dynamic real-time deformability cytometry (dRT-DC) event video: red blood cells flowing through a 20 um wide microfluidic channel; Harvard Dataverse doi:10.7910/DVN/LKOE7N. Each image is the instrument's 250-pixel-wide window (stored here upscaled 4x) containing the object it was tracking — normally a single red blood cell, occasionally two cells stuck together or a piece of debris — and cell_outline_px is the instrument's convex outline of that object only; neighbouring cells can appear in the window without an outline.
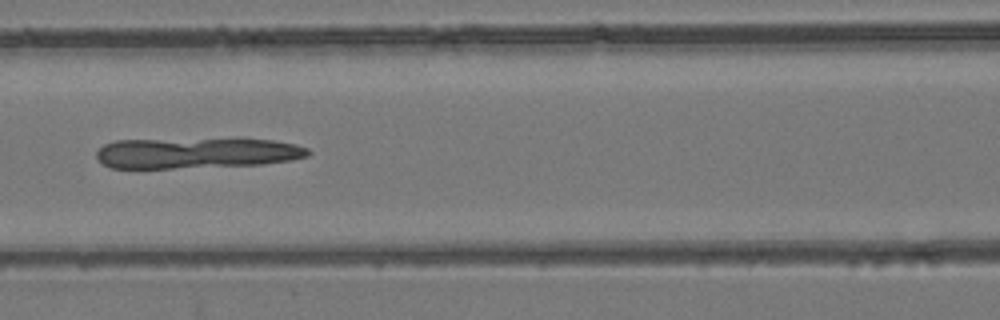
{"species": "common noctule bat (a hibernating species)", "species_latin": "Nyctalus noctula", "temperature_condition": "room temperature", "stored_images_in_passage": 55, "camera_frame_rate_fps": 3000, "um_per_image_px": 0.085, "animal": {"sex": "female", "body_mass_g": 24.6, "forearm_length_mm": 56.2}, "frame": {"image": 1, "passage_image": 24, "time_ms": 7.667, "image_size_px": [1000, 320], "cell_outline_px": [[312, 152], [308, 156], [292, 160], [264, 164], [172, 168], [108, 168], [96, 156], [96, 152], [104, 144], [116, 140], [236, 136], [240, 136], [272, 140], [296, 144], [308, 148]], "centroid_in_image_um": [16.77, 12.95], "position_along_channel_um": 149.8, "area_um2": 39.59}}
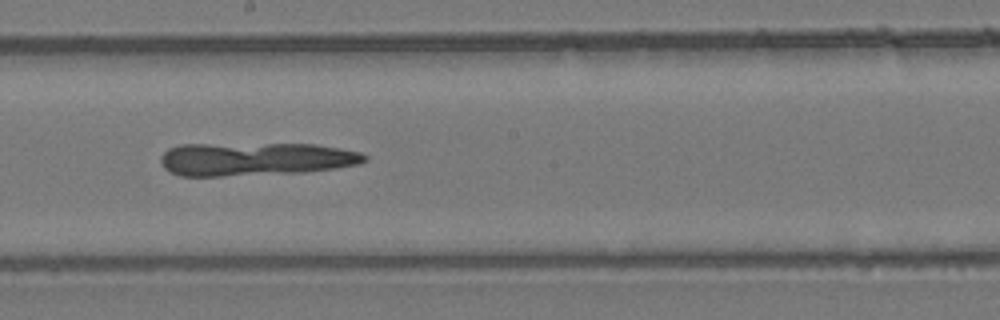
{"frame": {"image": 2, "passage_image": 30, "time_ms": 9.667, "image_size_px": [1000, 320], "cell_outline_px": [[368, 160], [360, 164], [336, 168], [304, 172], [220, 176], [180, 176], [164, 168], [160, 160], [160, 156], [168, 148], [180, 144], [316, 144], [340, 148], [360, 152], [368, 156]], "centroid_in_image_um": [21.72, 13.51], "position_along_channel_um": 226.5, "area_um2": 39.71}}
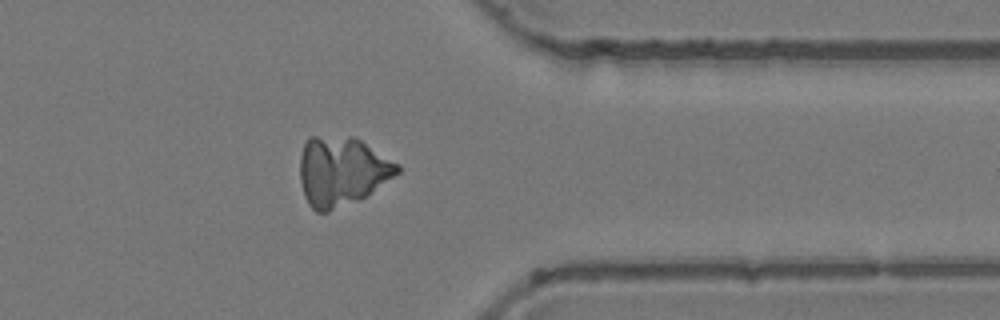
{"frame": {"image": 3, "passage_image": 43, "time_ms": 14.0, "image_size_px": [1000, 320], "cell_outline_px": [[400, 172], [360, 200], [328, 212], [316, 212], [308, 204], [304, 196], [300, 180], [300, 156], [304, 144], [308, 136], [352, 136], [360, 140], [400, 164]], "centroid_in_image_um": [29.04, 14.55], "position_along_channel_um": 382.4, "area_um2": 39.48}}